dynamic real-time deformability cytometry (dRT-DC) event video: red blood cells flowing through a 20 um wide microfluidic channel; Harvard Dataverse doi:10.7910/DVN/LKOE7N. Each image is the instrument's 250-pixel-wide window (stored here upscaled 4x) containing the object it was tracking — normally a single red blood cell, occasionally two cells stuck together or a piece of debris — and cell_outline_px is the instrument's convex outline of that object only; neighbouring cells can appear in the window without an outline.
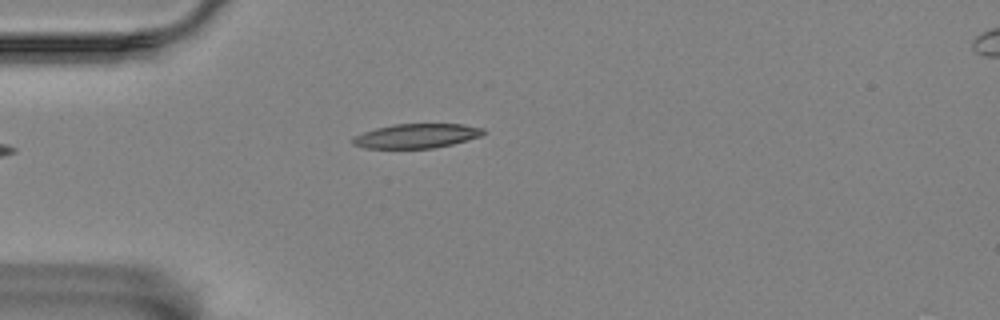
{"species": "Egyptian fruit bat (a non-hibernating species)", "species_latin": "Rousettus aegyptiacus", "temperature_condition": "room temperature", "stored_images_in_passage": 37, "camera_frame_rate_fps": 3000, "um_per_image_px": 0.085, "animal": {"sex": "female"}, "frame": {"image": 1, "passage_image": 1, "time_ms": 0.0, "image_size_px": [1000, 320], "cell_outline_px": [[484, 132], [480, 136], [452, 144], [432, 148], [364, 148], [352, 144], [352, 140], [356, 136], [364, 132], [376, 128], [396, 124], [460, 124], [484, 128]], "centroid_in_image_um": [35.39, 11.55], "position_along_channel_um": 49.6, "area_um2": 18.26}}
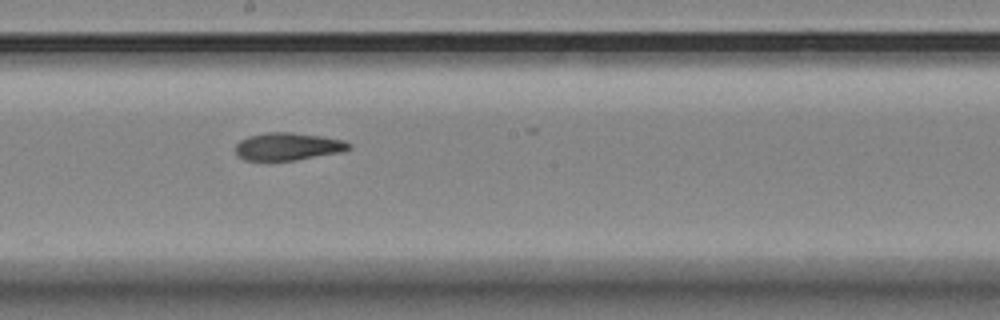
{"frame": {"image": 2, "passage_image": 17, "time_ms": 5.333, "image_size_px": [1000, 320], "cell_outline_px": [[352, 148], [340, 152], [292, 160], [244, 160], [236, 152], [236, 144], [240, 140], [248, 136], [268, 132], [292, 132], [320, 136], [344, 140], [352, 144]], "centroid_in_image_um": [24.48, 12.44], "position_along_channel_um": 223.7, "area_um2": 18.03}}
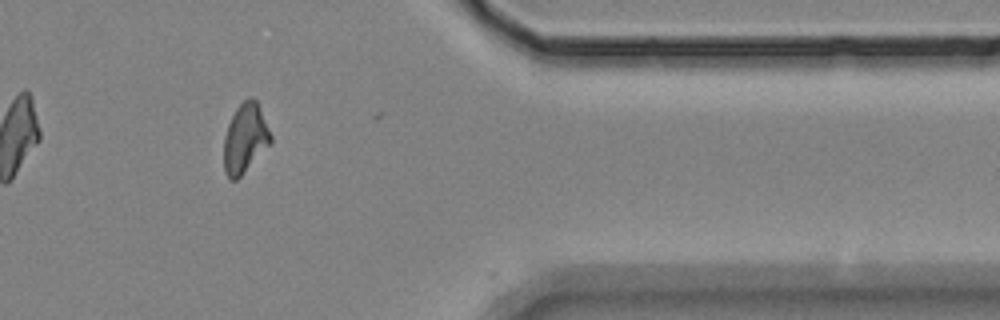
{"frame": {"image": 3, "passage_image": 33, "time_ms": 10.667, "image_size_px": [1000, 320], "cell_outline_px": [[272, 140], [240, 176], [236, 180], [228, 180], [224, 172], [224, 136], [228, 124], [236, 108], [248, 96], [252, 96], [256, 100], [272, 136]], "centroid_in_image_um": [20.8, 11.75], "position_along_channel_um": 390.6, "area_um2": 18.61}, "authors_computed_cell_mechanics": {"area_um2": 18.5538, "velocity_mm_per_s": 3.4818, "shape_relaxation_time_tau1_ms": 7.6516, "shape_relaxation_time_tau2_ms": 4.0522, "deformation_change_tau1": 0.2059, "deformation_change_tau2": 0.1249}}